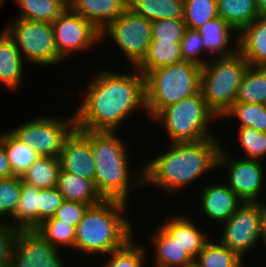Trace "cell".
Segmentation results:
<instances>
[{"label": "cell", "instance_id": "cell-45", "mask_svg": "<svg viewBox=\"0 0 266 267\" xmlns=\"http://www.w3.org/2000/svg\"><path fill=\"white\" fill-rule=\"evenodd\" d=\"M262 246L266 248V202H261Z\"/></svg>", "mask_w": 266, "mask_h": 267}, {"label": "cell", "instance_id": "cell-26", "mask_svg": "<svg viewBox=\"0 0 266 267\" xmlns=\"http://www.w3.org/2000/svg\"><path fill=\"white\" fill-rule=\"evenodd\" d=\"M0 143L6 151L13 176L22 177L39 157L33 148L21 142L9 130L0 132Z\"/></svg>", "mask_w": 266, "mask_h": 267}, {"label": "cell", "instance_id": "cell-46", "mask_svg": "<svg viewBox=\"0 0 266 267\" xmlns=\"http://www.w3.org/2000/svg\"><path fill=\"white\" fill-rule=\"evenodd\" d=\"M260 16H266V0H255Z\"/></svg>", "mask_w": 266, "mask_h": 267}, {"label": "cell", "instance_id": "cell-38", "mask_svg": "<svg viewBox=\"0 0 266 267\" xmlns=\"http://www.w3.org/2000/svg\"><path fill=\"white\" fill-rule=\"evenodd\" d=\"M21 180L17 176L0 179V221L8 222L15 215L21 194Z\"/></svg>", "mask_w": 266, "mask_h": 267}, {"label": "cell", "instance_id": "cell-36", "mask_svg": "<svg viewBox=\"0 0 266 267\" xmlns=\"http://www.w3.org/2000/svg\"><path fill=\"white\" fill-rule=\"evenodd\" d=\"M218 16L217 0H183V21L186 28L198 29Z\"/></svg>", "mask_w": 266, "mask_h": 267}, {"label": "cell", "instance_id": "cell-5", "mask_svg": "<svg viewBox=\"0 0 266 267\" xmlns=\"http://www.w3.org/2000/svg\"><path fill=\"white\" fill-rule=\"evenodd\" d=\"M201 66L179 61L145 75L146 107L150 121L165 107L200 91Z\"/></svg>", "mask_w": 266, "mask_h": 267}, {"label": "cell", "instance_id": "cell-34", "mask_svg": "<svg viewBox=\"0 0 266 267\" xmlns=\"http://www.w3.org/2000/svg\"><path fill=\"white\" fill-rule=\"evenodd\" d=\"M59 170V158L39 156L21 179L40 189L53 188L57 186Z\"/></svg>", "mask_w": 266, "mask_h": 267}, {"label": "cell", "instance_id": "cell-25", "mask_svg": "<svg viewBox=\"0 0 266 267\" xmlns=\"http://www.w3.org/2000/svg\"><path fill=\"white\" fill-rule=\"evenodd\" d=\"M218 16L237 34L260 14L255 0H217Z\"/></svg>", "mask_w": 266, "mask_h": 267}, {"label": "cell", "instance_id": "cell-44", "mask_svg": "<svg viewBox=\"0 0 266 267\" xmlns=\"http://www.w3.org/2000/svg\"><path fill=\"white\" fill-rule=\"evenodd\" d=\"M13 177V170L7 158L4 146L0 143V179Z\"/></svg>", "mask_w": 266, "mask_h": 267}, {"label": "cell", "instance_id": "cell-37", "mask_svg": "<svg viewBox=\"0 0 266 267\" xmlns=\"http://www.w3.org/2000/svg\"><path fill=\"white\" fill-rule=\"evenodd\" d=\"M238 129V130H237ZM239 151H243L240 157L244 159L259 160L266 163V133L259 132L252 127L235 128ZM245 156V157H244ZM263 159V160H262Z\"/></svg>", "mask_w": 266, "mask_h": 267}, {"label": "cell", "instance_id": "cell-2", "mask_svg": "<svg viewBox=\"0 0 266 267\" xmlns=\"http://www.w3.org/2000/svg\"><path fill=\"white\" fill-rule=\"evenodd\" d=\"M222 144L220 138L167 144L160 155L142 160L143 187H156L170 198L176 193L181 195L194 186L191 184L200 182L199 178L207 180L206 174L217 170Z\"/></svg>", "mask_w": 266, "mask_h": 267}, {"label": "cell", "instance_id": "cell-33", "mask_svg": "<svg viewBox=\"0 0 266 267\" xmlns=\"http://www.w3.org/2000/svg\"><path fill=\"white\" fill-rule=\"evenodd\" d=\"M236 119L237 128L252 127L266 133V105L234 103L220 118V121ZM238 118V119H237ZM239 126V127H238Z\"/></svg>", "mask_w": 266, "mask_h": 267}, {"label": "cell", "instance_id": "cell-17", "mask_svg": "<svg viewBox=\"0 0 266 267\" xmlns=\"http://www.w3.org/2000/svg\"><path fill=\"white\" fill-rule=\"evenodd\" d=\"M60 168L94 181L95 162L90 140L78 129L65 139L59 155Z\"/></svg>", "mask_w": 266, "mask_h": 267}, {"label": "cell", "instance_id": "cell-29", "mask_svg": "<svg viewBox=\"0 0 266 267\" xmlns=\"http://www.w3.org/2000/svg\"><path fill=\"white\" fill-rule=\"evenodd\" d=\"M235 103L266 105V67H247Z\"/></svg>", "mask_w": 266, "mask_h": 267}, {"label": "cell", "instance_id": "cell-18", "mask_svg": "<svg viewBox=\"0 0 266 267\" xmlns=\"http://www.w3.org/2000/svg\"><path fill=\"white\" fill-rule=\"evenodd\" d=\"M197 30L209 58L229 57L237 52L238 34L222 18L216 17Z\"/></svg>", "mask_w": 266, "mask_h": 267}, {"label": "cell", "instance_id": "cell-9", "mask_svg": "<svg viewBox=\"0 0 266 267\" xmlns=\"http://www.w3.org/2000/svg\"><path fill=\"white\" fill-rule=\"evenodd\" d=\"M151 30L152 21L127 8L100 31V45L109 37L106 42L112 40L121 54L123 52V57L127 59L124 60L126 67H137L148 52L152 40Z\"/></svg>", "mask_w": 266, "mask_h": 267}, {"label": "cell", "instance_id": "cell-41", "mask_svg": "<svg viewBox=\"0 0 266 267\" xmlns=\"http://www.w3.org/2000/svg\"><path fill=\"white\" fill-rule=\"evenodd\" d=\"M64 202L63 196L57 187L43 188L39 191V225L46 219L51 218L56 210Z\"/></svg>", "mask_w": 266, "mask_h": 267}, {"label": "cell", "instance_id": "cell-31", "mask_svg": "<svg viewBox=\"0 0 266 267\" xmlns=\"http://www.w3.org/2000/svg\"><path fill=\"white\" fill-rule=\"evenodd\" d=\"M215 240L211 237L204 245L194 260L196 265L199 267H247L245 259Z\"/></svg>", "mask_w": 266, "mask_h": 267}, {"label": "cell", "instance_id": "cell-1", "mask_svg": "<svg viewBox=\"0 0 266 267\" xmlns=\"http://www.w3.org/2000/svg\"><path fill=\"white\" fill-rule=\"evenodd\" d=\"M126 68L115 72L108 66L91 75L73 111L76 129L119 132L137 111L147 114L145 76L136 67Z\"/></svg>", "mask_w": 266, "mask_h": 267}, {"label": "cell", "instance_id": "cell-30", "mask_svg": "<svg viewBox=\"0 0 266 267\" xmlns=\"http://www.w3.org/2000/svg\"><path fill=\"white\" fill-rule=\"evenodd\" d=\"M137 239L133 236L121 248L110 252L107 257L103 256L105 259L100 267H146V261L151 256L148 254L150 249Z\"/></svg>", "mask_w": 266, "mask_h": 267}, {"label": "cell", "instance_id": "cell-13", "mask_svg": "<svg viewBox=\"0 0 266 267\" xmlns=\"http://www.w3.org/2000/svg\"><path fill=\"white\" fill-rule=\"evenodd\" d=\"M52 26L58 54L65 62L71 55L93 52L91 49L100 45V31L70 7L52 22Z\"/></svg>", "mask_w": 266, "mask_h": 267}, {"label": "cell", "instance_id": "cell-49", "mask_svg": "<svg viewBox=\"0 0 266 267\" xmlns=\"http://www.w3.org/2000/svg\"><path fill=\"white\" fill-rule=\"evenodd\" d=\"M5 2V0H0V8L2 6V4Z\"/></svg>", "mask_w": 266, "mask_h": 267}, {"label": "cell", "instance_id": "cell-8", "mask_svg": "<svg viewBox=\"0 0 266 267\" xmlns=\"http://www.w3.org/2000/svg\"><path fill=\"white\" fill-rule=\"evenodd\" d=\"M10 22L3 29L14 40L26 63L42 68L65 65L56 48L52 23L22 18Z\"/></svg>", "mask_w": 266, "mask_h": 267}, {"label": "cell", "instance_id": "cell-43", "mask_svg": "<svg viewBox=\"0 0 266 267\" xmlns=\"http://www.w3.org/2000/svg\"><path fill=\"white\" fill-rule=\"evenodd\" d=\"M89 207L88 204L64 200L53 217L76 228Z\"/></svg>", "mask_w": 266, "mask_h": 267}, {"label": "cell", "instance_id": "cell-16", "mask_svg": "<svg viewBox=\"0 0 266 267\" xmlns=\"http://www.w3.org/2000/svg\"><path fill=\"white\" fill-rule=\"evenodd\" d=\"M169 215L166 216L165 223L160 221L159 225L195 260L204 245L211 237H214L211 229L209 233L208 230L200 227V224L198 225L197 220H193L194 216L189 212L182 213L181 211L178 214L176 212Z\"/></svg>", "mask_w": 266, "mask_h": 267}, {"label": "cell", "instance_id": "cell-11", "mask_svg": "<svg viewBox=\"0 0 266 267\" xmlns=\"http://www.w3.org/2000/svg\"><path fill=\"white\" fill-rule=\"evenodd\" d=\"M221 226L216 240L242 259L250 257L262 243L261 202H243Z\"/></svg>", "mask_w": 266, "mask_h": 267}, {"label": "cell", "instance_id": "cell-35", "mask_svg": "<svg viewBox=\"0 0 266 267\" xmlns=\"http://www.w3.org/2000/svg\"><path fill=\"white\" fill-rule=\"evenodd\" d=\"M36 230L55 249L63 252H65L67 248L71 251L74 249V242L76 239V228L74 226L51 217L44 220Z\"/></svg>", "mask_w": 266, "mask_h": 267}, {"label": "cell", "instance_id": "cell-24", "mask_svg": "<svg viewBox=\"0 0 266 267\" xmlns=\"http://www.w3.org/2000/svg\"><path fill=\"white\" fill-rule=\"evenodd\" d=\"M40 188L21 180V194L15 215L8 221L16 229H36L39 226Z\"/></svg>", "mask_w": 266, "mask_h": 267}, {"label": "cell", "instance_id": "cell-42", "mask_svg": "<svg viewBox=\"0 0 266 267\" xmlns=\"http://www.w3.org/2000/svg\"><path fill=\"white\" fill-rule=\"evenodd\" d=\"M17 231L9 222L0 221V267H11Z\"/></svg>", "mask_w": 266, "mask_h": 267}, {"label": "cell", "instance_id": "cell-23", "mask_svg": "<svg viewBox=\"0 0 266 267\" xmlns=\"http://www.w3.org/2000/svg\"><path fill=\"white\" fill-rule=\"evenodd\" d=\"M56 187L65 201L80 202L93 206L104 200L97 191L94 182L61 168Z\"/></svg>", "mask_w": 266, "mask_h": 267}, {"label": "cell", "instance_id": "cell-3", "mask_svg": "<svg viewBox=\"0 0 266 267\" xmlns=\"http://www.w3.org/2000/svg\"><path fill=\"white\" fill-rule=\"evenodd\" d=\"M80 131L91 142L95 162L93 182L97 191L104 199L130 203L128 200L133 190H142L143 164L139 165L140 169H131L134 164L129 156L131 153L128 150V142L119 132Z\"/></svg>", "mask_w": 266, "mask_h": 267}, {"label": "cell", "instance_id": "cell-7", "mask_svg": "<svg viewBox=\"0 0 266 267\" xmlns=\"http://www.w3.org/2000/svg\"><path fill=\"white\" fill-rule=\"evenodd\" d=\"M248 66V62L237 51L229 57L212 58L201 67L200 92L219 119L235 103Z\"/></svg>", "mask_w": 266, "mask_h": 267}, {"label": "cell", "instance_id": "cell-10", "mask_svg": "<svg viewBox=\"0 0 266 267\" xmlns=\"http://www.w3.org/2000/svg\"><path fill=\"white\" fill-rule=\"evenodd\" d=\"M37 117V118H36ZM18 124L9 131L33 148L39 156L59 158L65 139L76 128L75 114L70 117L41 115Z\"/></svg>", "mask_w": 266, "mask_h": 267}, {"label": "cell", "instance_id": "cell-15", "mask_svg": "<svg viewBox=\"0 0 266 267\" xmlns=\"http://www.w3.org/2000/svg\"><path fill=\"white\" fill-rule=\"evenodd\" d=\"M204 181L205 184L201 186L198 199L200 203L201 215L207 219V221H214L217 223V227L220 228V224L226 222L237 210V208L243 203V201L229 188L224 180L214 184L212 182ZM208 184H207V183ZM211 183V184H210ZM219 223V225H218Z\"/></svg>", "mask_w": 266, "mask_h": 267}, {"label": "cell", "instance_id": "cell-47", "mask_svg": "<svg viewBox=\"0 0 266 267\" xmlns=\"http://www.w3.org/2000/svg\"><path fill=\"white\" fill-rule=\"evenodd\" d=\"M62 1L69 7L70 0H62Z\"/></svg>", "mask_w": 266, "mask_h": 267}, {"label": "cell", "instance_id": "cell-20", "mask_svg": "<svg viewBox=\"0 0 266 267\" xmlns=\"http://www.w3.org/2000/svg\"><path fill=\"white\" fill-rule=\"evenodd\" d=\"M237 51L250 66L266 67V16H259L237 36Z\"/></svg>", "mask_w": 266, "mask_h": 267}, {"label": "cell", "instance_id": "cell-39", "mask_svg": "<svg viewBox=\"0 0 266 267\" xmlns=\"http://www.w3.org/2000/svg\"><path fill=\"white\" fill-rule=\"evenodd\" d=\"M181 57L184 61L195 63L199 66L205 65L211 58L201 40V35L196 29L186 28L180 43Z\"/></svg>", "mask_w": 266, "mask_h": 267}, {"label": "cell", "instance_id": "cell-12", "mask_svg": "<svg viewBox=\"0 0 266 267\" xmlns=\"http://www.w3.org/2000/svg\"><path fill=\"white\" fill-rule=\"evenodd\" d=\"M230 154L233 153L227 151L226 144H222L218 156V168L227 170L228 176L225 175L226 180L224 183L243 202L265 201L261 195L265 193L264 190L266 189V185H264L266 184V174H264L266 172V164L259 160L244 159L239 156L234 158Z\"/></svg>", "mask_w": 266, "mask_h": 267}, {"label": "cell", "instance_id": "cell-6", "mask_svg": "<svg viewBox=\"0 0 266 267\" xmlns=\"http://www.w3.org/2000/svg\"><path fill=\"white\" fill-rule=\"evenodd\" d=\"M217 120V121H216ZM220 120L208 107L201 92L165 107L152 121L162 126L170 143L218 138L211 125ZM213 131V132H212Z\"/></svg>", "mask_w": 266, "mask_h": 267}, {"label": "cell", "instance_id": "cell-48", "mask_svg": "<svg viewBox=\"0 0 266 267\" xmlns=\"http://www.w3.org/2000/svg\"><path fill=\"white\" fill-rule=\"evenodd\" d=\"M188 267H199L198 265H196L195 263H193L192 265L188 266Z\"/></svg>", "mask_w": 266, "mask_h": 267}, {"label": "cell", "instance_id": "cell-40", "mask_svg": "<svg viewBox=\"0 0 266 267\" xmlns=\"http://www.w3.org/2000/svg\"><path fill=\"white\" fill-rule=\"evenodd\" d=\"M185 30L183 19H159L152 22L151 35L152 39L181 43Z\"/></svg>", "mask_w": 266, "mask_h": 267}, {"label": "cell", "instance_id": "cell-19", "mask_svg": "<svg viewBox=\"0 0 266 267\" xmlns=\"http://www.w3.org/2000/svg\"><path fill=\"white\" fill-rule=\"evenodd\" d=\"M25 64L14 40L3 29L0 33V85L13 94L21 91Z\"/></svg>", "mask_w": 266, "mask_h": 267}, {"label": "cell", "instance_id": "cell-21", "mask_svg": "<svg viewBox=\"0 0 266 267\" xmlns=\"http://www.w3.org/2000/svg\"><path fill=\"white\" fill-rule=\"evenodd\" d=\"M152 231L148 239L152 244L154 260H150L152 267H188L194 260L182 249L159 224ZM152 234V235H151ZM155 251V252H154Z\"/></svg>", "mask_w": 266, "mask_h": 267}, {"label": "cell", "instance_id": "cell-14", "mask_svg": "<svg viewBox=\"0 0 266 267\" xmlns=\"http://www.w3.org/2000/svg\"><path fill=\"white\" fill-rule=\"evenodd\" d=\"M63 253L47 242L36 229H18L11 267H68L65 266L67 258Z\"/></svg>", "mask_w": 266, "mask_h": 267}, {"label": "cell", "instance_id": "cell-27", "mask_svg": "<svg viewBox=\"0 0 266 267\" xmlns=\"http://www.w3.org/2000/svg\"><path fill=\"white\" fill-rule=\"evenodd\" d=\"M128 8L154 22L159 19H183V0H128Z\"/></svg>", "mask_w": 266, "mask_h": 267}, {"label": "cell", "instance_id": "cell-28", "mask_svg": "<svg viewBox=\"0 0 266 267\" xmlns=\"http://www.w3.org/2000/svg\"><path fill=\"white\" fill-rule=\"evenodd\" d=\"M182 61L180 43L152 39L143 61L136 67L144 76L151 70Z\"/></svg>", "mask_w": 266, "mask_h": 267}, {"label": "cell", "instance_id": "cell-4", "mask_svg": "<svg viewBox=\"0 0 266 267\" xmlns=\"http://www.w3.org/2000/svg\"><path fill=\"white\" fill-rule=\"evenodd\" d=\"M128 205L121 200L104 199L90 206L76 227L74 254L81 252L90 259L98 255L100 260L135 236L136 224L127 216Z\"/></svg>", "mask_w": 266, "mask_h": 267}, {"label": "cell", "instance_id": "cell-22", "mask_svg": "<svg viewBox=\"0 0 266 267\" xmlns=\"http://www.w3.org/2000/svg\"><path fill=\"white\" fill-rule=\"evenodd\" d=\"M128 0H70L69 7L97 30L118 18L128 8Z\"/></svg>", "mask_w": 266, "mask_h": 267}, {"label": "cell", "instance_id": "cell-32", "mask_svg": "<svg viewBox=\"0 0 266 267\" xmlns=\"http://www.w3.org/2000/svg\"><path fill=\"white\" fill-rule=\"evenodd\" d=\"M17 17L52 23L68 6L62 0H15Z\"/></svg>", "mask_w": 266, "mask_h": 267}]
</instances>
